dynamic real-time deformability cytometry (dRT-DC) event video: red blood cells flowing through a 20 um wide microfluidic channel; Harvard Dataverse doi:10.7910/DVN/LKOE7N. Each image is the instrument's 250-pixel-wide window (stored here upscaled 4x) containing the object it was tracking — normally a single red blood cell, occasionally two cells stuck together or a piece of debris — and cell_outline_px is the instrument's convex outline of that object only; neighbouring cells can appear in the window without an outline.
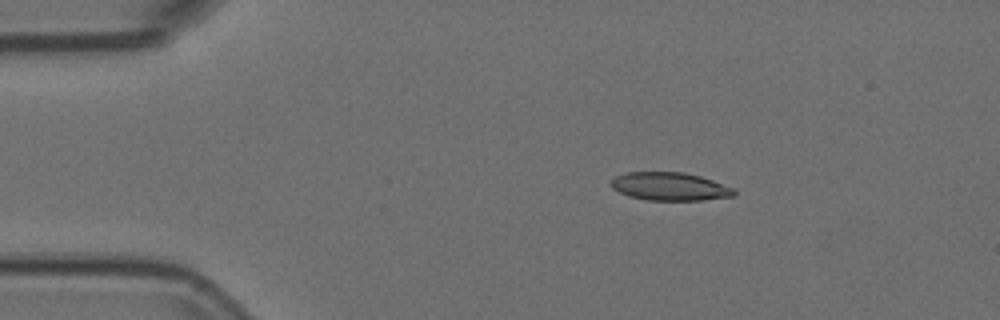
{"species": "Egyptian fruit bat (a non-hibernating species)", "species_latin": "Rousettus aegyptiacus", "temperature_condition": "room temperature", "stored_images_in_passage": 6, "camera_frame_rate_fps": 3000, "um_per_image_px": 0.085, "animal": {"sex": "female"}, "frame": {"image": 1, "passage_image": 3, "time_ms": 0.667, "image_size_px": [1000, 320], "cell_outline_px": [[736, 196], [704, 200], [648, 200], [628, 196], [612, 188], [608, 184], [616, 176], [628, 172], [684, 172], [700, 176], [712, 180], [732, 188], [736, 192]], "centroid_in_image_um": [56.92, 15.85], "position_along_channel_um": 28.1, "area_um2": 20.17}}
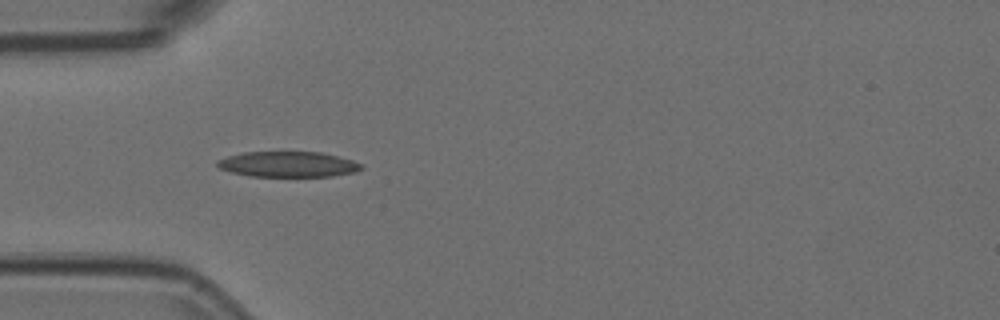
{"frame": {"image": 2, "passage_image": 5, "time_ms": 1.333, "image_size_px": [1000, 320], "cell_outline_px": [[364, 168], [356, 172], [332, 176], [248, 176], [232, 172], [220, 168], [216, 164], [216, 160], [228, 156], [244, 152], [320, 152], [352, 160], [364, 164]], "centroid_in_image_um": [24.51, 13.96], "position_along_channel_um": 60.5, "area_um2": 21.39}}
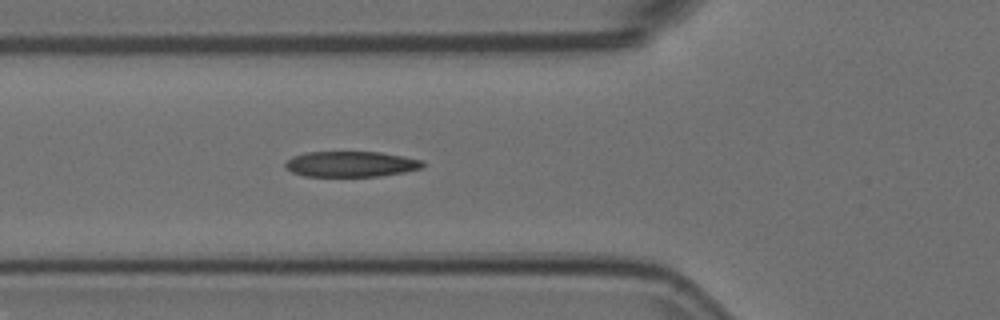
{"frame": {"image": 3, "passage_image": 6, "time_ms": 1.667, "image_size_px": [1000, 320], "cell_outline_px": [[428, 164], [420, 168], [404, 172], [380, 176], [304, 176], [292, 172], [284, 164], [292, 156], [304, 152], [380, 152], [404, 156], [424, 160]], "centroid_in_image_um": [29.87, 13.94], "position_along_channel_um": 95.9, "area_um2": 20.58}}